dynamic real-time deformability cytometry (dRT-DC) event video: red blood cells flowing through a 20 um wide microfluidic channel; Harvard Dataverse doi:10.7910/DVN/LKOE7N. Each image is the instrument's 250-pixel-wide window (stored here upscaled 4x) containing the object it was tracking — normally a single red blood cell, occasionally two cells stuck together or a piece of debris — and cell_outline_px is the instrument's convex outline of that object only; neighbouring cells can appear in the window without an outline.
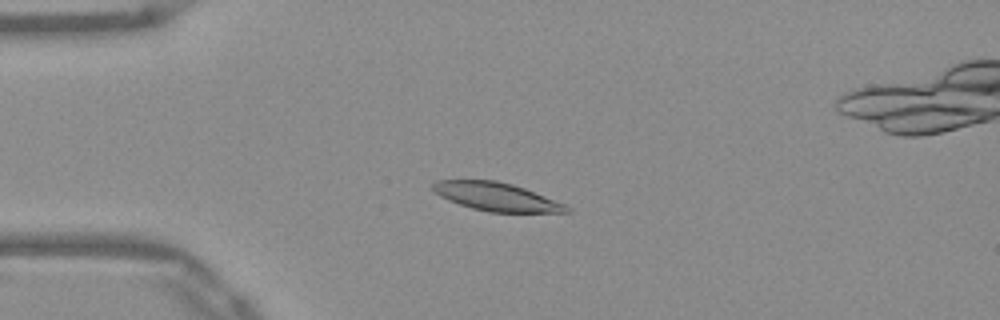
{"species": "Egyptian fruit bat (a non-hibernating species)", "species_latin": "Rousettus aegyptiacus", "temperature_condition": "warm", "stored_images_in_passage": 53, "camera_frame_rate_fps": 3000, "um_per_image_px": 0.085, "frame": {"image": 1, "passage_image": 13, "time_ms": 4.0, "image_size_px": [1000, 320], "cell_outline_px": [[572, 212], [488, 212], [472, 208], [448, 200], [440, 196], [428, 184], [436, 180], [496, 180], [512, 184], [524, 188], [564, 204], [572, 208]], "centroid_in_image_um": [42.16, 16.72], "position_along_channel_um": 42.8, "area_um2": 21.96}}
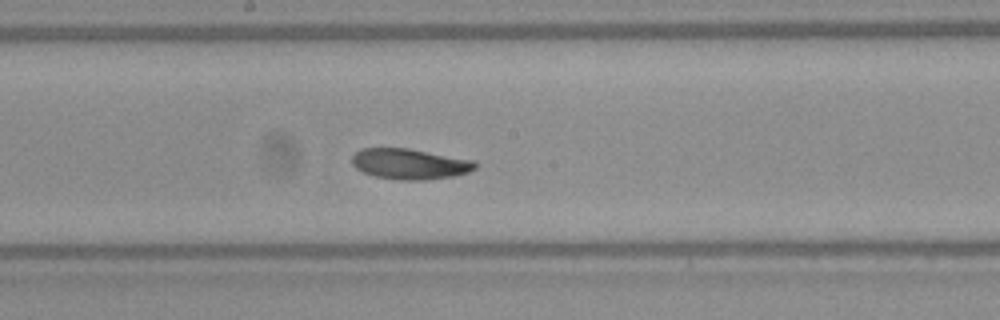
{"frame": {"image": 2, "passage_image": 28, "time_ms": 9.0, "image_size_px": [1000, 320], "cell_outline_px": [[476, 168], [468, 172], [452, 176], [424, 180], [400, 180], [376, 176], [364, 172], [356, 168], [352, 164], [352, 156], [360, 148], [408, 148], [472, 160], [476, 164]], "centroid_in_image_um": [34.8, 13.93], "position_along_channel_um": 213.4, "area_um2": 21.73}}
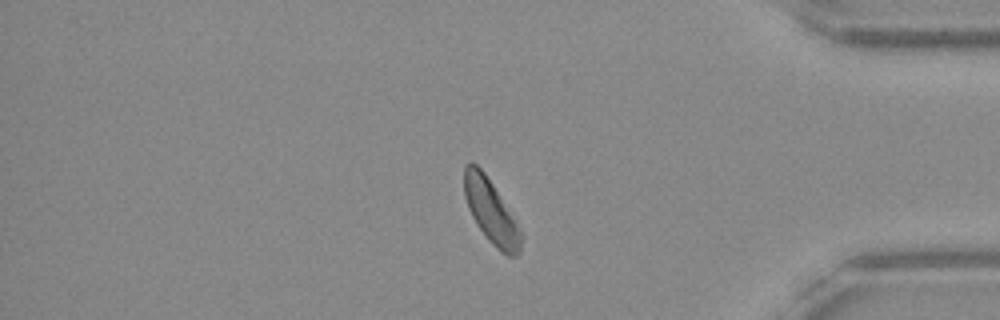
{"frame": {"image": 3, "passage_image": 44, "time_ms": 14.333, "image_size_px": [1000, 320], "cell_outline_px": [[520, 252], [516, 256], [508, 256], [500, 252], [488, 240], [476, 224], [468, 208], [464, 196], [464, 164], [468, 160], [472, 160], [484, 172], [516, 220], [520, 232]], "centroid_in_image_um": [41.69, 17.95], "position_along_channel_um": 393.5, "area_um2": 21.04}, "authors_computed_cell_mechanics": {"area_um2": 22.0796, "velocity_mm_per_s": 3.8824, "shape_relaxation_time_tau1_ms": 7.3766, "shape_relaxation_time_tau2_ms": 5.614, "deformation_change_tau1": 0.1608, "deformation_change_tau2": 0.1192}}